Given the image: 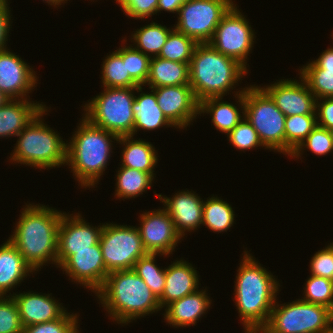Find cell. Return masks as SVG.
I'll return each instance as SVG.
<instances>
[{"instance_id": "cell-46", "label": "cell", "mask_w": 333, "mask_h": 333, "mask_svg": "<svg viewBox=\"0 0 333 333\" xmlns=\"http://www.w3.org/2000/svg\"><path fill=\"white\" fill-rule=\"evenodd\" d=\"M9 4L0 5V51L5 50L6 48V41H8V35L11 26V16L9 10Z\"/></svg>"}, {"instance_id": "cell-54", "label": "cell", "mask_w": 333, "mask_h": 333, "mask_svg": "<svg viewBox=\"0 0 333 333\" xmlns=\"http://www.w3.org/2000/svg\"><path fill=\"white\" fill-rule=\"evenodd\" d=\"M331 135H332V142H333V129L331 130Z\"/></svg>"}, {"instance_id": "cell-4", "label": "cell", "mask_w": 333, "mask_h": 333, "mask_svg": "<svg viewBox=\"0 0 333 333\" xmlns=\"http://www.w3.org/2000/svg\"><path fill=\"white\" fill-rule=\"evenodd\" d=\"M247 70L209 43H198L189 63V85L199 103L208 98H223L236 87Z\"/></svg>"}, {"instance_id": "cell-6", "label": "cell", "mask_w": 333, "mask_h": 333, "mask_svg": "<svg viewBox=\"0 0 333 333\" xmlns=\"http://www.w3.org/2000/svg\"><path fill=\"white\" fill-rule=\"evenodd\" d=\"M47 108L40 111L17 135L16 147L9 157L14 163L41 169L66 165L68 141L65 143L57 132L42 121L41 117L47 114Z\"/></svg>"}, {"instance_id": "cell-33", "label": "cell", "mask_w": 333, "mask_h": 333, "mask_svg": "<svg viewBox=\"0 0 333 333\" xmlns=\"http://www.w3.org/2000/svg\"><path fill=\"white\" fill-rule=\"evenodd\" d=\"M102 64V87L127 88L140 86L127 72L126 62L123 58L113 51Z\"/></svg>"}, {"instance_id": "cell-12", "label": "cell", "mask_w": 333, "mask_h": 333, "mask_svg": "<svg viewBox=\"0 0 333 333\" xmlns=\"http://www.w3.org/2000/svg\"><path fill=\"white\" fill-rule=\"evenodd\" d=\"M255 40L254 30L234 4L222 17L208 42L218 52L236 59L247 69V58Z\"/></svg>"}, {"instance_id": "cell-19", "label": "cell", "mask_w": 333, "mask_h": 333, "mask_svg": "<svg viewBox=\"0 0 333 333\" xmlns=\"http://www.w3.org/2000/svg\"><path fill=\"white\" fill-rule=\"evenodd\" d=\"M51 294L32 291L13 293L23 327L59 319L67 310ZM57 301V302H56Z\"/></svg>"}, {"instance_id": "cell-11", "label": "cell", "mask_w": 333, "mask_h": 333, "mask_svg": "<svg viewBox=\"0 0 333 333\" xmlns=\"http://www.w3.org/2000/svg\"><path fill=\"white\" fill-rule=\"evenodd\" d=\"M233 5L232 0H185L173 27L197 43H208L222 17Z\"/></svg>"}, {"instance_id": "cell-53", "label": "cell", "mask_w": 333, "mask_h": 333, "mask_svg": "<svg viewBox=\"0 0 333 333\" xmlns=\"http://www.w3.org/2000/svg\"><path fill=\"white\" fill-rule=\"evenodd\" d=\"M8 0H0V5H5V4H8Z\"/></svg>"}, {"instance_id": "cell-24", "label": "cell", "mask_w": 333, "mask_h": 333, "mask_svg": "<svg viewBox=\"0 0 333 333\" xmlns=\"http://www.w3.org/2000/svg\"><path fill=\"white\" fill-rule=\"evenodd\" d=\"M32 272L35 271L9 239L0 246V296H7Z\"/></svg>"}, {"instance_id": "cell-23", "label": "cell", "mask_w": 333, "mask_h": 333, "mask_svg": "<svg viewBox=\"0 0 333 333\" xmlns=\"http://www.w3.org/2000/svg\"><path fill=\"white\" fill-rule=\"evenodd\" d=\"M45 107L27 99H9L0 106V137L17 136Z\"/></svg>"}, {"instance_id": "cell-36", "label": "cell", "mask_w": 333, "mask_h": 333, "mask_svg": "<svg viewBox=\"0 0 333 333\" xmlns=\"http://www.w3.org/2000/svg\"><path fill=\"white\" fill-rule=\"evenodd\" d=\"M299 72L316 99L333 98L332 70H322L312 61L303 66Z\"/></svg>"}, {"instance_id": "cell-41", "label": "cell", "mask_w": 333, "mask_h": 333, "mask_svg": "<svg viewBox=\"0 0 333 333\" xmlns=\"http://www.w3.org/2000/svg\"><path fill=\"white\" fill-rule=\"evenodd\" d=\"M77 315L66 311L59 319L23 327L22 333H79Z\"/></svg>"}, {"instance_id": "cell-18", "label": "cell", "mask_w": 333, "mask_h": 333, "mask_svg": "<svg viewBox=\"0 0 333 333\" xmlns=\"http://www.w3.org/2000/svg\"><path fill=\"white\" fill-rule=\"evenodd\" d=\"M172 218L175 230L183 238L185 232L195 231L203 221V199L193 191H179L171 197L156 194ZM202 199V200H201Z\"/></svg>"}, {"instance_id": "cell-22", "label": "cell", "mask_w": 333, "mask_h": 333, "mask_svg": "<svg viewBox=\"0 0 333 333\" xmlns=\"http://www.w3.org/2000/svg\"><path fill=\"white\" fill-rule=\"evenodd\" d=\"M212 300L207 296L206 290L195 292L173 301L165 308L164 320L174 327H189L206 314Z\"/></svg>"}, {"instance_id": "cell-30", "label": "cell", "mask_w": 333, "mask_h": 333, "mask_svg": "<svg viewBox=\"0 0 333 333\" xmlns=\"http://www.w3.org/2000/svg\"><path fill=\"white\" fill-rule=\"evenodd\" d=\"M115 197L135 198L152 185L153 178L145 172L121 166L116 174Z\"/></svg>"}, {"instance_id": "cell-7", "label": "cell", "mask_w": 333, "mask_h": 333, "mask_svg": "<svg viewBox=\"0 0 333 333\" xmlns=\"http://www.w3.org/2000/svg\"><path fill=\"white\" fill-rule=\"evenodd\" d=\"M137 87L110 88L85 104V117L93 125L110 133L121 136H133L134 115L132 104L135 100L133 91Z\"/></svg>"}, {"instance_id": "cell-29", "label": "cell", "mask_w": 333, "mask_h": 333, "mask_svg": "<svg viewBox=\"0 0 333 333\" xmlns=\"http://www.w3.org/2000/svg\"><path fill=\"white\" fill-rule=\"evenodd\" d=\"M173 30L174 28L169 29L165 25L163 26L152 21V23L134 31V34H131V40L133 39V45H136L135 49L150 58L158 57L169 34Z\"/></svg>"}, {"instance_id": "cell-10", "label": "cell", "mask_w": 333, "mask_h": 333, "mask_svg": "<svg viewBox=\"0 0 333 333\" xmlns=\"http://www.w3.org/2000/svg\"><path fill=\"white\" fill-rule=\"evenodd\" d=\"M99 244L108 274L133 269L135 262L147 254L136 226L103 224Z\"/></svg>"}, {"instance_id": "cell-21", "label": "cell", "mask_w": 333, "mask_h": 333, "mask_svg": "<svg viewBox=\"0 0 333 333\" xmlns=\"http://www.w3.org/2000/svg\"><path fill=\"white\" fill-rule=\"evenodd\" d=\"M198 277L193 265L183 259L169 265L166 268L164 290L158 298L161 309L198 290Z\"/></svg>"}, {"instance_id": "cell-44", "label": "cell", "mask_w": 333, "mask_h": 333, "mask_svg": "<svg viewBox=\"0 0 333 333\" xmlns=\"http://www.w3.org/2000/svg\"><path fill=\"white\" fill-rule=\"evenodd\" d=\"M310 270L311 275L333 280V242L312 256Z\"/></svg>"}, {"instance_id": "cell-17", "label": "cell", "mask_w": 333, "mask_h": 333, "mask_svg": "<svg viewBox=\"0 0 333 333\" xmlns=\"http://www.w3.org/2000/svg\"><path fill=\"white\" fill-rule=\"evenodd\" d=\"M37 81L36 72L18 55L7 49L0 51V91L8 100L28 99Z\"/></svg>"}, {"instance_id": "cell-35", "label": "cell", "mask_w": 333, "mask_h": 333, "mask_svg": "<svg viewBox=\"0 0 333 333\" xmlns=\"http://www.w3.org/2000/svg\"><path fill=\"white\" fill-rule=\"evenodd\" d=\"M164 254L147 253L140 257L133 267V270L139 277L150 287V290L159 298L165 286L166 267L164 269L158 267L155 263L157 256Z\"/></svg>"}, {"instance_id": "cell-49", "label": "cell", "mask_w": 333, "mask_h": 333, "mask_svg": "<svg viewBox=\"0 0 333 333\" xmlns=\"http://www.w3.org/2000/svg\"><path fill=\"white\" fill-rule=\"evenodd\" d=\"M248 333H273L266 326L257 327L250 330Z\"/></svg>"}, {"instance_id": "cell-31", "label": "cell", "mask_w": 333, "mask_h": 333, "mask_svg": "<svg viewBox=\"0 0 333 333\" xmlns=\"http://www.w3.org/2000/svg\"><path fill=\"white\" fill-rule=\"evenodd\" d=\"M234 217L233 208L223 199L213 195L204 200L202 225L213 232H227L234 223Z\"/></svg>"}, {"instance_id": "cell-39", "label": "cell", "mask_w": 333, "mask_h": 333, "mask_svg": "<svg viewBox=\"0 0 333 333\" xmlns=\"http://www.w3.org/2000/svg\"><path fill=\"white\" fill-rule=\"evenodd\" d=\"M306 280L302 300L326 306L333 311V280L314 275Z\"/></svg>"}, {"instance_id": "cell-15", "label": "cell", "mask_w": 333, "mask_h": 333, "mask_svg": "<svg viewBox=\"0 0 333 333\" xmlns=\"http://www.w3.org/2000/svg\"><path fill=\"white\" fill-rule=\"evenodd\" d=\"M149 89L155 92L159 108L175 128H186L197 115H200V103L190 85Z\"/></svg>"}, {"instance_id": "cell-2", "label": "cell", "mask_w": 333, "mask_h": 333, "mask_svg": "<svg viewBox=\"0 0 333 333\" xmlns=\"http://www.w3.org/2000/svg\"><path fill=\"white\" fill-rule=\"evenodd\" d=\"M237 272L234 300L245 333H248L267 325L280 284L246 250Z\"/></svg>"}, {"instance_id": "cell-52", "label": "cell", "mask_w": 333, "mask_h": 333, "mask_svg": "<svg viewBox=\"0 0 333 333\" xmlns=\"http://www.w3.org/2000/svg\"><path fill=\"white\" fill-rule=\"evenodd\" d=\"M8 99L4 96V94L0 91V106H2Z\"/></svg>"}, {"instance_id": "cell-25", "label": "cell", "mask_w": 333, "mask_h": 333, "mask_svg": "<svg viewBox=\"0 0 333 333\" xmlns=\"http://www.w3.org/2000/svg\"><path fill=\"white\" fill-rule=\"evenodd\" d=\"M142 86H138L136 91L139 93L135 96L132 104V111L134 115L133 136L137 134L138 130H155L158 128L174 125L166 118L162 110L158 106L155 92L151 89V93H143Z\"/></svg>"}, {"instance_id": "cell-3", "label": "cell", "mask_w": 333, "mask_h": 333, "mask_svg": "<svg viewBox=\"0 0 333 333\" xmlns=\"http://www.w3.org/2000/svg\"><path fill=\"white\" fill-rule=\"evenodd\" d=\"M95 294L118 324L125 325L161 310L157 296L133 269L109 273Z\"/></svg>"}, {"instance_id": "cell-20", "label": "cell", "mask_w": 333, "mask_h": 333, "mask_svg": "<svg viewBox=\"0 0 333 333\" xmlns=\"http://www.w3.org/2000/svg\"><path fill=\"white\" fill-rule=\"evenodd\" d=\"M77 214L71 216L63 212L58 229V250H91V246L100 242L103 223L94 227Z\"/></svg>"}, {"instance_id": "cell-5", "label": "cell", "mask_w": 333, "mask_h": 333, "mask_svg": "<svg viewBox=\"0 0 333 333\" xmlns=\"http://www.w3.org/2000/svg\"><path fill=\"white\" fill-rule=\"evenodd\" d=\"M67 143L66 165H69L81 188L94 187L107 168L112 153V140L119 137L90 123L85 117ZM111 152V153H110Z\"/></svg>"}, {"instance_id": "cell-43", "label": "cell", "mask_w": 333, "mask_h": 333, "mask_svg": "<svg viewBox=\"0 0 333 333\" xmlns=\"http://www.w3.org/2000/svg\"><path fill=\"white\" fill-rule=\"evenodd\" d=\"M130 18L145 19L157 14L158 0H115Z\"/></svg>"}, {"instance_id": "cell-8", "label": "cell", "mask_w": 333, "mask_h": 333, "mask_svg": "<svg viewBox=\"0 0 333 333\" xmlns=\"http://www.w3.org/2000/svg\"><path fill=\"white\" fill-rule=\"evenodd\" d=\"M244 116L258 133L265 149L285 155V119L261 86L245 87Z\"/></svg>"}, {"instance_id": "cell-34", "label": "cell", "mask_w": 333, "mask_h": 333, "mask_svg": "<svg viewBox=\"0 0 333 333\" xmlns=\"http://www.w3.org/2000/svg\"><path fill=\"white\" fill-rule=\"evenodd\" d=\"M244 91L239 90L236 91L237 97V103L239 102L238 106L242 110V116L244 119H242L228 134V141H230V144H232L236 149H239L241 151L243 150H249L256 147H264L263 143L261 142L258 133L253 128V126L250 124V122L245 118L244 116Z\"/></svg>"}, {"instance_id": "cell-47", "label": "cell", "mask_w": 333, "mask_h": 333, "mask_svg": "<svg viewBox=\"0 0 333 333\" xmlns=\"http://www.w3.org/2000/svg\"><path fill=\"white\" fill-rule=\"evenodd\" d=\"M313 62L322 70L333 71V47L324 50L318 59Z\"/></svg>"}, {"instance_id": "cell-32", "label": "cell", "mask_w": 333, "mask_h": 333, "mask_svg": "<svg viewBox=\"0 0 333 333\" xmlns=\"http://www.w3.org/2000/svg\"><path fill=\"white\" fill-rule=\"evenodd\" d=\"M317 126L316 114L292 115L285 119V155L298 148Z\"/></svg>"}, {"instance_id": "cell-27", "label": "cell", "mask_w": 333, "mask_h": 333, "mask_svg": "<svg viewBox=\"0 0 333 333\" xmlns=\"http://www.w3.org/2000/svg\"><path fill=\"white\" fill-rule=\"evenodd\" d=\"M189 72V63L152 57L146 84L149 88L189 85Z\"/></svg>"}, {"instance_id": "cell-1", "label": "cell", "mask_w": 333, "mask_h": 333, "mask_svg": "<svg viewBox=\"0 0 333 333\" xmlns=\"http://www.w3.org/2000/svg\"><path fill=\"white\" fill-rule=\"evenodd\" d=\"M22 210L9 240L34 271L51 261L57 266L58 229L63 213L33 203H26Z\"/></svg>"}, {"instance_id": "cell-14", "label": "cell", "mask_w": 333, "mask_h": 333, "mask_svg": "<svg viewBox=\"0 0 333 333\" xmlns=\"http://www.w3.org/2000/svg\"><path fill=\"white\" fill-rule=\"evenodd\" d=\"M137 227L147 253H160L164 256L173 254L181 236L174 227L172 218L163 209L144 212Z\"/></svg>"}, {"instance_id": "cell-40", "label": "cell", "mask_w": 333, "mask_h": 333, "mask_svg": "<svg viewBox=\"0 0 333 333\" xmlns=\"http://www.w3.org/2000/svg\"><path fill=\"white\" fill-rule=\"evenodd\" d=\"M309 149L312 153L323 156L327 153H332L333 142L331 130L317 125L313 131L306 137V139L298 146V148L291 154L290 157L299 158L303 153L302 150Z\"/></svg>"}, {"instance_id": "cell-26", "label": "cell", "mask_w": 333, "mask_h": 333, "mask_svg": "<svg viewBox=\"0 0 333 333\" xmlns=\"http://www.w3.org/2000/svg\"><path fill=\"white\" fill-rule=\"evenodd\" d=\"M117 142L125 145L122 149L120 166L140 170L155 179L153 169L157 164L158 156L154 145L142 139L135 140L133 136H121Z\"/></svg>"}, {"instance_id": "cell-37", "label": "cell", "mask_w": 333, "mask_h": 333, "mask_svg": "<svg viewBox=\"0 0 333 333\" xmlns=\"http://www.w3.org/2000/svg\"><path fill=\"white\" fill-rule=\"evenodd\" d=\"M197 44L191 37L174 29L169 34L158 57L174 62L190 63Z\"/></svg>"}, {"instance_id": "cell-13", "label": "cell", "mask_w": 333, "mask_h": 333, "mask_svg": "<svg viewBox=\"0 0 333 333\" xmlns=\"http://www.w3.org/2000/svg\"><path fill=\"white\" fill-rule=\"evenodd\" d=\"M63 269L74 283L96 293L104 284L108 273L100 244L91 250H58L57 268Z\"/></svg>"}, {"instance_id": "cell-38", "label": "cell", "mask_w": 333, "mask_h": 333, "mask_svg": "<svg viewBox=\"0 0 333 333\" xmlns=\"http://www.w3.org/2000/svg\"><path fill=\"white\" fill-rule=\"evenodd\" d=\"M126 62L127 72L140 85H146L149 76L150 57L130 46H121L115 50Z\"/></svg>"}, {"instance_id": "cell-42", "label": "cell", "mask_w": 333, "mask_h": 333, "mask_svg": "<svg viewBox=\"0 0 333 333\" xmlns=\"http://www.w3.org/2000/svg\"><path fill=\"white\" fill-rule=\"evenodd\" d=\"M22 331L19 309L12 294L0 296V333H22Z\"/></svg>"}, {"instance_id": "cell-9", "label": "cell", "mask_w": 333, "mask_h": 333, "mask_svg": "<svg viewBox=\"0 0 333 333\" xmlns=\"http://www.w3.org/2000/svg\"><path fill=\"white\" fill-rule=\"evenodd\" d=\"M275 304L266 327L273 333H323L333 320V311L302 299Z\"/></svg>"}, {"instance_id": "cell-51", "label": "cell", "mask_w": 333, "mask_h": 333, "mask_svg": "<svg viewBox=\"0 0 333 333\" xmlns=\"http://www.w3.org/2000/svg\"><path fill=\"white\" fill-rule=\"evenodd\" d=\"M323 333H333V320L324 329Z\"/></svg>"}, {"instance_id": "cell-50", "label": "cell", "mask_w": 333, "mask_h": 333, "mask_svg": "<svg viewBox=\"0 0 333 333\" xmlns=\"http://www.w3.org/2000/svg\"><path fill=\"white\" fill-rule=\"evenodd\" d=\"M45 1L46 3H48V5L50 4L51 6L53 5L54 7H59V5H62V3L64 4L65 1L67 0H43Z\"/></svg>"}, {"instance_id": "cell-48", "label": "cell", "mask_w": 333, "mask_h": 333, "mask_svg": "<svg viewBox=\"0 0 333 333\" xmlns=\"http://www.w3.org/2000/svg\"><path fill=\"white\" fill-rule=\"evenodd\" d=\"M184 1L185 0H158L157 13L164 10L178 14L179 8Z\"/></svg>"}, {"instance_id": "cell-16", "label": "cell", "mask_w": 333, "mask_h": 333, "mask_svg": "<svg viewBox=\"0 0 333 333\" xmlns=\"http://www.w3.org/2000/svg\"><path fill=\"white\" fill-rule=\"evenodd\" d=\"M301 80L281 79L277 83L261 87L286 116L316 114V97Z\"/></svg>"}, {"instance_id": "cell-28", "label": "cell", "mask_w": 333, "mask_h": 333, "mask_svg": "<svg viewBox=\"0 0 333 333\" xmlns=\"http://www.w3.org/2000/svg\"><path fill=\"white\" fill-rule=\"evenodd\" d=\"M222 97L208 98L200 102L199 113H210L215 129L228 134L243 118L237 106Z\"/></svg>"}, {"instance_id": "cell-45", "label": "cell", "mask_w": 333, "mask_h": 333, "mask_svg": "<svg viewBox=\"0 0 333 333\" xmlns=\"http://www.w3.org/2000/svg\"><path fill=\"white\" fill-rule=\"evenodd\" d=\"M315 113L317 125L328 130L333 129V98L316 99Z\"/></svg>"}]
</instances>
